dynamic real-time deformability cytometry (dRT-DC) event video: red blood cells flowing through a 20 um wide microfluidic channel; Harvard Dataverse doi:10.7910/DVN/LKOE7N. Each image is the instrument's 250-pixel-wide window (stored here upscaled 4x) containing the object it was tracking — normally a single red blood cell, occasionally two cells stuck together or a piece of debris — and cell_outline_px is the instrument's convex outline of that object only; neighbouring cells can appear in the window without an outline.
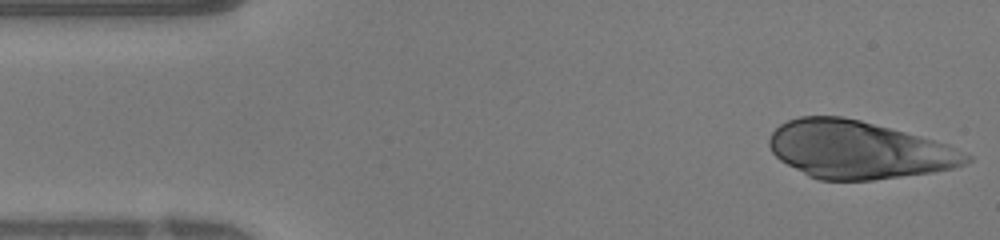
{"species": "human", "species_latin": "Homo sapiens", "temperature_condition": "warm", "stored_images_in_passage": 45, "camera_frame_rate_fps": 3000, "um_per_image_px": 0.085, "donor": {"sex": "female"}, "frame": {"image": 1, "passage_image": 1, "time_ms": 0.0, "image_size_px": [1000, 240], "cell_outline_px": [[972, 160], [964, 164], [952, 168], [932, 172], [872, 180], [820, 180], [808, 176], [780, 160], [772, 152], [768, 144], [768, 140], [772, 132], [780, 124], [788, 120], [800, 116], [840, 116], [860, 120], [920, 136], [944, 144], [972, 156]], "centroid_in_image_um": [72.91, 12.73], "position_along_channel_um": 12.1, "area_um2": 65.66}}